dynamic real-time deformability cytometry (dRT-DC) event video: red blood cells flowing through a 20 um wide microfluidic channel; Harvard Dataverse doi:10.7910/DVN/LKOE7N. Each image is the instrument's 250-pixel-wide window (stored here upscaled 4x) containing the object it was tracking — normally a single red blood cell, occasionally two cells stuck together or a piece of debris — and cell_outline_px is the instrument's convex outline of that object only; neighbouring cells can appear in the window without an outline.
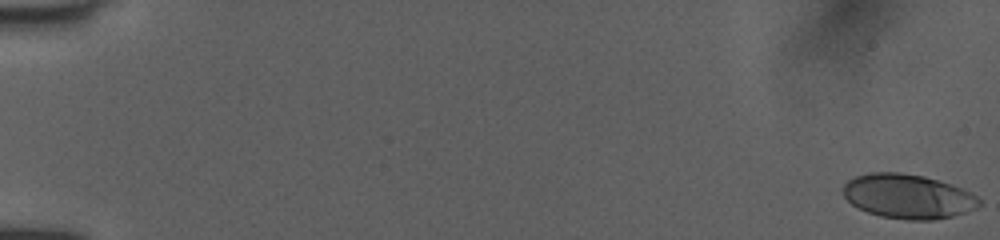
{"species": "human", "species_latin": "Homo sapiens", "temperature_condition": "room temperature", "stored_images_in_passage": 52, "camera_frame_rate_fps": 3000, "um_per_image_px": 0.085, "donor": {"sex": "female"}, "frame": {"image": 1, "passage_image": 1, "time_ms": 0.0, "image_size_px": [1000, 240], "cell_outline_px": [[980, 204], [976, 208], [952, 216], [932, 220], [908, 220], [880, 216], [868, 212], [852, 204], [840, 192], [844, 184], [848, 180], [856, 176], [872, 172], [900, 172], [924, 176], [952, 184], [976, 196], [980, 200]], "centroid_in_image_um": [77.14, 16.68], "position_along_channel_um": 7.9, "area_um2": 35.08}}
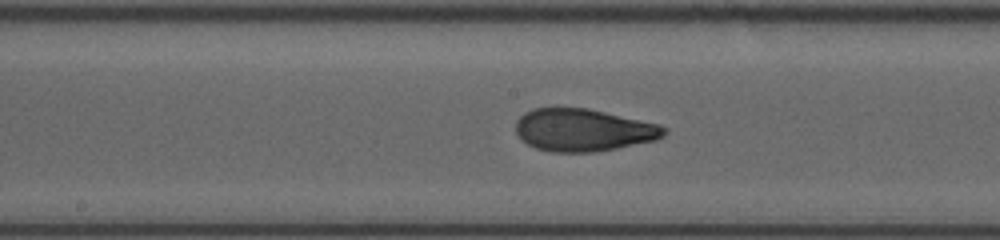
{"frame": {"image": 2, "passage_image": 29, "time_ms": 9.333, "image_size_px": [1000, 240], "cell_outline_px": [[668, 132], [664, 136], [656, 140], [616, 148], [592, 152], [552, 152], [536, 148], [528, 144], [516, 132], [516, 120], [524, 112], [532, 108], [588, 108], [660, 124], [668, 128]], "centroid_in_image_um": [49.61, 11.04], "position_along_channel_um": 198.6, "area_um2": 36.76}}
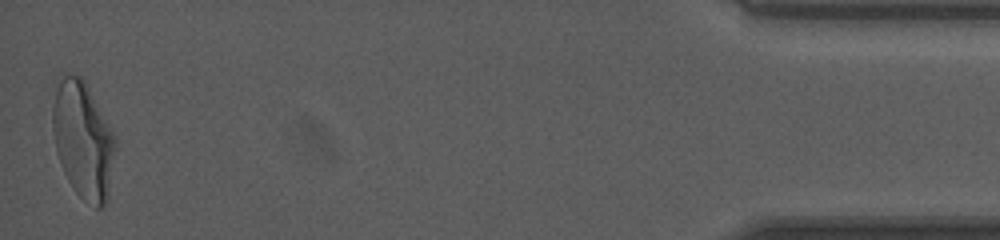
{"frame": {"image": 3, "passage_image": 52, "time_ms": 17.0, "image_size_px": [1000, 240], "cell_outline_px": [[116, 144], [108, 200], [100, 208], [96, 208], [84, 200], [76, 192], [68, 180], [64, 172], [56, 152], [52, 132], [52, 108], [56, 88], [60, 72], [80, 76], [84, 80], [112, 132], [116, 140]], "centroid_in_image_um": [7.03, 11.9], "position_along_channel_um": 428.2, "area_um2": 42.6}, "authors_computed_cell_mechanics": {"area_um2": 36.5007, "velocity_mm_per_s": 4.0573, "shape_relaxation_time_tau1_ms": 3.9771, "shape_relaxation_time_tau2_ms": 0.9527, "deformation_change_tau1": 0.1732, "deformation_change_tau2": 0.0735}}